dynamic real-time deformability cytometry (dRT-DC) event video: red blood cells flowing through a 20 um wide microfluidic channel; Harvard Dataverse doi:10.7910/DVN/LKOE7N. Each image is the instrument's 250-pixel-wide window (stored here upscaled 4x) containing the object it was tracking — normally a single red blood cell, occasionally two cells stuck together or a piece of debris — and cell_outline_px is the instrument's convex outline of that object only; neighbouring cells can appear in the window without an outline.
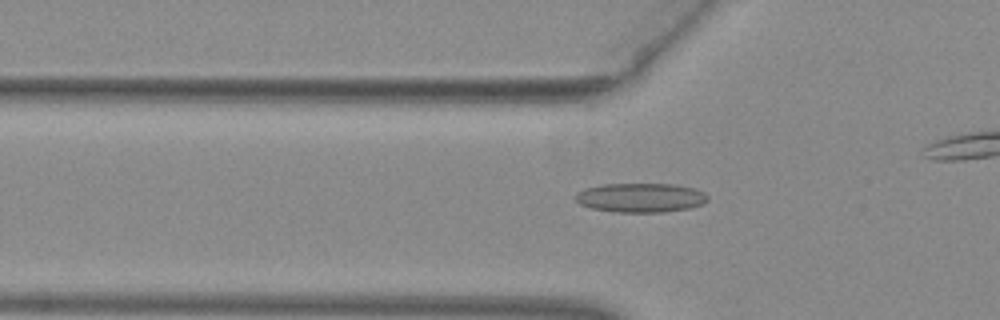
{"species": "common noctule bat (a hibernating species)", "species_latin": "Nyctalus noctula", "temperature_condition": "warm", "stored_images_in_passage": 44, "camera_frame_rate_fps": 3000, "um_per_image_px": 0.085, "animal": {"sex": "female", "body_mass_g": 29.2, "forearm_length_mm": 56.3}, "frame": {"image": 1, "passage_image": 19, "time_ms": 6.0, "image_size_px": [1000, 320], "cell_outline_px": [[708, 200], [700, 204], [688, 208], [664, 212], [616, 212], [592, 208], [580, 204], [576, 200], [576, 192], [584, 188], [604, 184], [676, 184], [696, 188], [704, 192], [708, 196]], "centroid_in_image_um": [54.46, 16.79], "position_along_channel_um": 71.3, "area_um2": 22.54}}
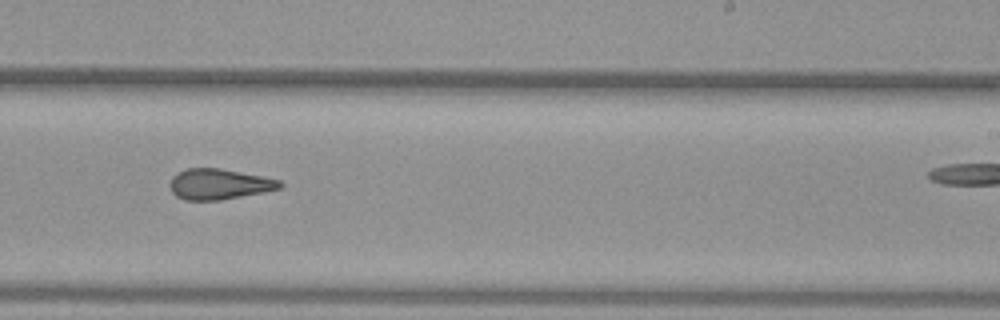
{"frame": {"image": 2, "passage_image": 34, "time_ms": 11.0, "image_size_px": [1000, 320], "cell_outline_px": [[284, 184], [280, 188], [264, 192], [220, 200], [184, 200], [176, 196], [172, 192], [168, 184], [172, 176], [188, 168], [220, 168], [264, 176], [280, 180]], "centroid_in_image_um": [18.62, 15.65], "position_along_channel_um": 270.4, "area_um2": 19.71}}
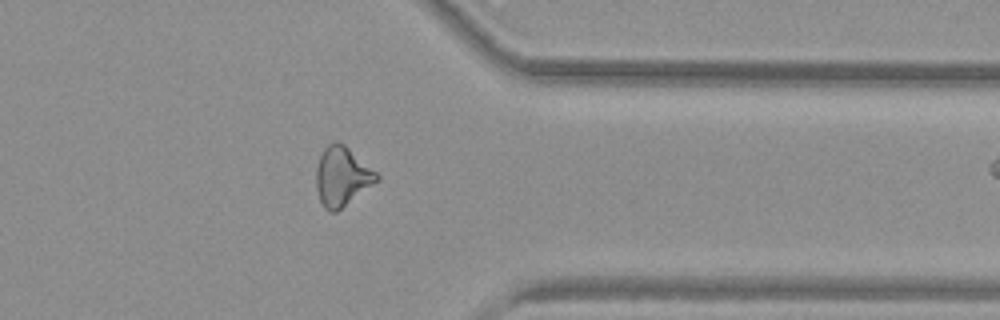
{"frame": {"image": 3, "passage_image": 43, "time_ms": 14.0, "image_size_px": [1000, 320], "cell_outline_px": [[380, 180], [336, 212], [328, 212], [324, 208], [320, 200], [316, 188], [316, 168], [320, 156], [324, 148], [332, 140], [336, 140], [344, 144], [376, 172], [380, 176]], "centroid_in_image_um": [29.06, 15.0], "position_along_channel_um": 382.3, "area_um2": 20.92}}